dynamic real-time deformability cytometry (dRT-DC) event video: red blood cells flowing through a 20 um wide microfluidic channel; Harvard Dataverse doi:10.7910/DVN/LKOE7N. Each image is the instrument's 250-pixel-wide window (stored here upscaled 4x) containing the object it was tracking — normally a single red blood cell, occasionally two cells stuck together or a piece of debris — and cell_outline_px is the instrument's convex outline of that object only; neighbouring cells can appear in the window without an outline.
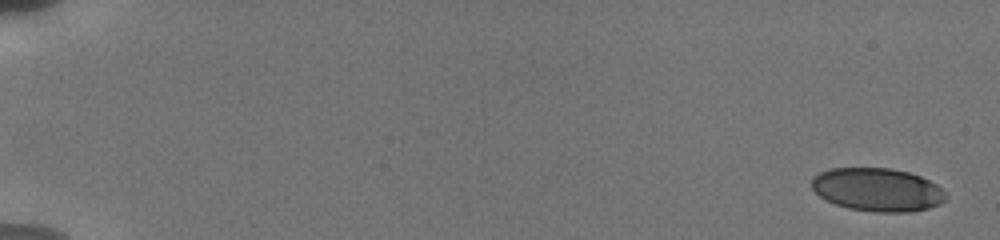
{"species": "human", "species_latin": "Homo sapiens", "temperature_condition": "cold", "stored_images_in_passage": 45, "camera_frame_rate_fps": 3000, "um_per_image_px": 0.085, "donor": {"sex": "male"}, "frame": {"image": 1, "passage_image": 1, "time_ms": 0.0, "image_size_px": [1000, 240], "cell_outline_px": [[948, 196], [940, 204], [928, 208], [908, 212], [876, 212], [848, 208], [836, 204], [820, 196], [812, 188], [812, 176], [820, 172], [832, 168], [892, 168], [908, 172], [920, 176], [936, 184]], "centroid_in_image_um": [74.58, 16.12], "position_along_channel_um": 10.4, "area_um2": 33.7}}
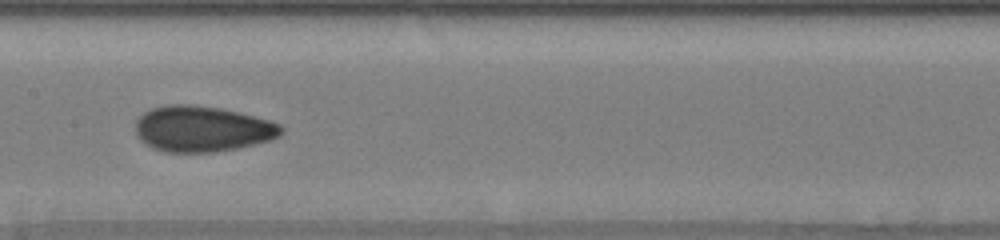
{"frame": {"image": 2, "passage_image": 24, "time_ms": 9.667, "image_size_px": [1000, 240], "cell_outline_px": [[284, 132], [280, 136], [268, 140], [236, 148], [216, 152], [168, 152], [152, 148], [140, 140], [136, 136], [136, 120], [144, 112], [152, 108], [168, 104], [192, 104], [220, 108], [268, 120], [280, 124], [284, 128]], "centroid_in_image_um": [17.16, 10.95], "position_along_channel_um": 190.2, "area_um2": 38.78}}
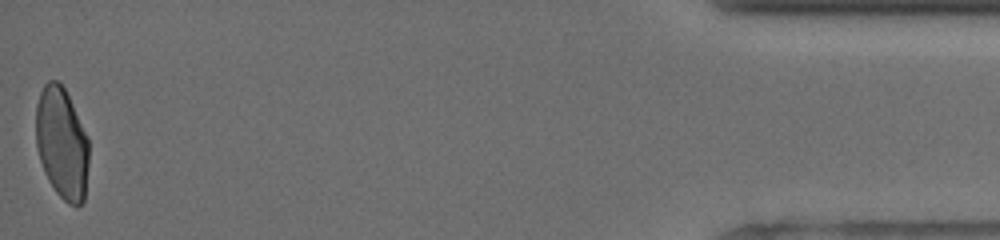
{"frame": {"image": 3, "passage_image": 45, "time_ms": 18.0, "image_size_px": [1000, 240], "cell_outline_px": [[88, 164], [84, 200], [76, 208], [68, 204], [56, 192], [48, 180], [44, 172], [36, 148], [36, 104], [40, 92], [44, 84], [48, 80], [56, 80], [64, 88], [88, 136]], "centroid_in_image_um": [5.25, 12.19], "position_along_channel_um": 430.0, "area_um2": 34.56}, "authors_computed_cell_mechanics": {"area_um2": 36.4718, "velocity_mm_per_s": 3.8076, "shape_relaxation_time_tau1_ms": 7.6834, "shape_relaxation_time_tau2_ms": 1.1109, "deformation_change_tau1": 0.1672, "deformation_change_tau2": 0.0542}}